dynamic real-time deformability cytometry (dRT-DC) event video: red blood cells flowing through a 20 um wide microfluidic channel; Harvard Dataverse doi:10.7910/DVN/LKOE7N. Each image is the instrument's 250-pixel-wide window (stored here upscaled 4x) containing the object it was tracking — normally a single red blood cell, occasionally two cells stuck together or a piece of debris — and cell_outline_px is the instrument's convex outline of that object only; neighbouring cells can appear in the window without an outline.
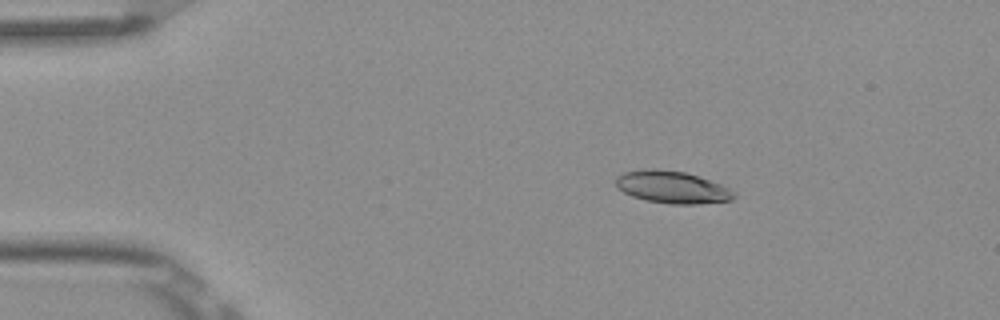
{"species": "Egyptian fruit bat (a non-hibernating species)", "species_latin": "Rousettus aegyptiacus", "temperature_condition": "room temperature", "stored_images_in_passage": 3, "camera_frame_rate_fps": 3000, "um_per_image_px": 0.085, "frame": {"image": 1, "passage_image": 1, "time_ms": 0.0, "image_size_px": [1000, 320], "cell_outline_px": [[736, 196], [732, 200], [696, 204], [668, 204], [644, 200], [632, 196], [616, 188], [616, 176], [624, 172], [644, 168], [656, 168], [684, 172], [720, 184], [736, 192]], "centroid_in_image_um": [57.09, 15.91], "position_along_channel_um": 27.9, "area_um2": 22.31}}